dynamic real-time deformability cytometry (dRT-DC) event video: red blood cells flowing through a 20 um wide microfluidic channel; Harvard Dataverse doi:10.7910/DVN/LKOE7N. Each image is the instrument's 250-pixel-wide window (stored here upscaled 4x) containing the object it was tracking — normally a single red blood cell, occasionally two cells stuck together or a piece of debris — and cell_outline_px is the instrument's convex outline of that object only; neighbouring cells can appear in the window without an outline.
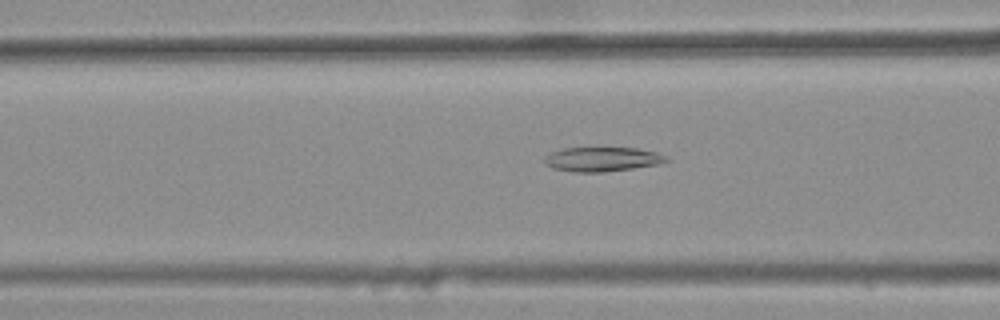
{"species": "common noctule bat (a hibernating species)", "species_latin": "Nyctalus noctula", "temperature_condition": "warm", "stored_images_in_passage": 39, "camera_frame_rate_fps": 3000, "um_per_image_px": 0.085, "animal": {"sex": "female", "body_mass_g": 25.1}, "frame": {"image": 1, "passage_image": 13, "time_ms": 4.0, "image_size_px": [1000, 320], "cell_outline_px": [[668, 160], [656, 164], [632, 168], [604, 172], [572, 172], [552, 168], [544, 164], [544, 156], [552, 152], [564, 148], [636, 148], [656, 152], [668, 156]], "centroid_in_image_um": [51.14, 13.54], "position_along_channel_um": 115.5, "area_um2": 17.22}}
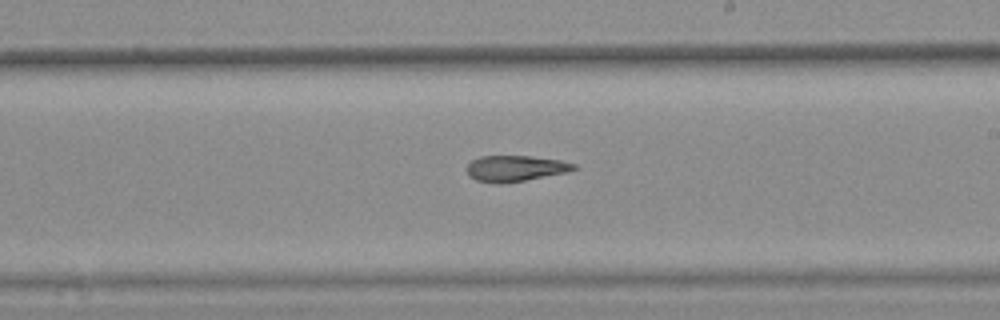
{"frame": {"image": 2, "passage_image": 23, "time_ms": 7.333, "image_size_px": [1000, 320], "cell_outline_px": [[580, 168], [564, 172], [524, 180], [496, 184], [476, 180], [468, 176], [468, 164], [472, 160], [480, 156], [528, 156], [560, 160], [576, 164]], "centroid_in_image_um": [43.78, 14.31], "position_along_channel_um": 245.2, "area_um2": 15.95}}
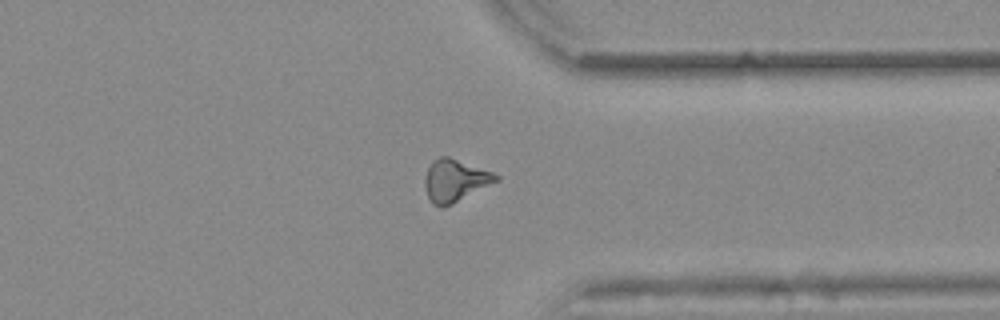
{"frame": {"image": 3, "passage_image": 33, "time_ms": 10.667, "image_size_px": [1000, 320], "cell_outline_px": [[500, 180], [444, 208], [440, 208], [432, 204], [428, 196], [424, 184], [424, 180], [428, 168], [432, 160], [440, 156], [448, 156], [492, 172], [500, 176]], "centroid_in_image_um": [38.66, 15.35], "position_along_channel_um": 372.7, "area_um2": 17.57}, "authors_computed_cell_mechanics": {"area_um2": 16.9932, "velocity_mm_per_s": 3.8983, "shape_relaxation_time_tau1_ms": null, "shape_relaxation_time_tau2_ms": 6.6377, "deformation_change_tau1": null, "deformation_change_tau2": 0.1917}}